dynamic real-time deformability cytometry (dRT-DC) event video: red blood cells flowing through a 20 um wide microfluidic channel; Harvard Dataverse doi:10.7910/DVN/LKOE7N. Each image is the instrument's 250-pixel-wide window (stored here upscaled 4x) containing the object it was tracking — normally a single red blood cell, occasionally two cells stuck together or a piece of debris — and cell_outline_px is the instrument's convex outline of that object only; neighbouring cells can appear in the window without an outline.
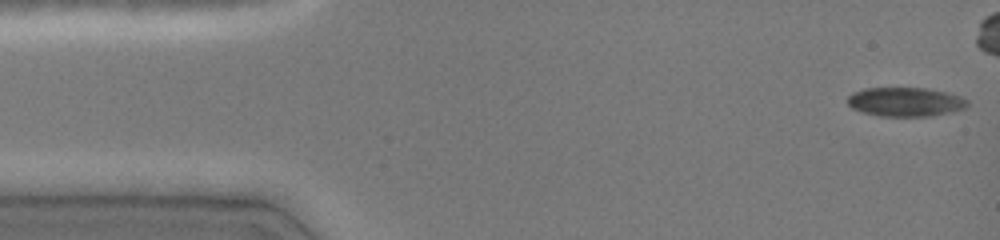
{"species": "common noctule bat (a hibernating species)", "species_latin": "Nyctalus noctula", "temperature_condition": "cold", "stored_images_in_passage": 40, "camera_frame_rate_fps": 3000, "um_per_image_px": 0.085, "animal": {"sex": "female", "body_mass_g": 19.0, "forearm_length_mm": 51.5}, "frame": {"image": 1, "passage_image": 1, "time_ms": 0.0, "image_size_px": [1000, 240], "cell_outline_px": [[968, 104], [964, 108], [952, 112], [932, 116], [880, 116], [864, 112], [852, 108], [848, 104], [848, 96], [852, 92], [864, 88], [928, 88], [960, 96], [968, 100]], "centroid_in_image_um": [76.96, 8.66], "position_along_channel_um": 8.0, "area_um2": 20.29}}
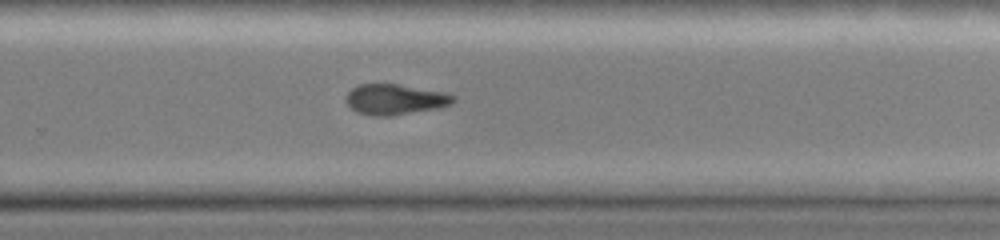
{"frame": {"image": 2, "passage_image": 30, "time_ms": 9.667, "image_size_px": [1000, 240], "cell_outline_px": [[456, 100], [452, 104], [440, 108], [388, 116], [372, 116], [356, 112], [344, 100], [344, 96], [352, 88], [360, 84], [396, 84], [444, 92], [456, 96]], "centroid_in_image_um": [33.58, 8.45], "position_along_channel_um": 296.2, "area_um2": 19.19}}
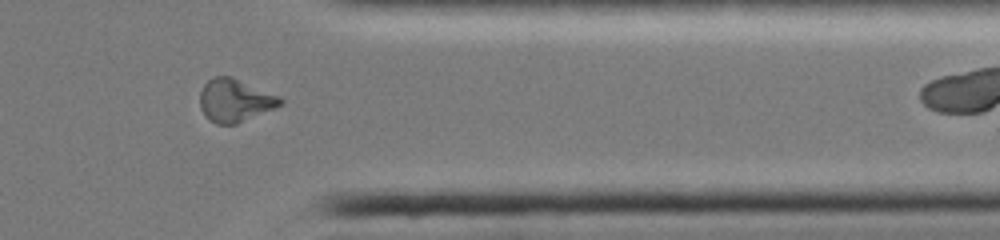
{"frame": {"image": 3, "passage_image": 37, "time_ms": 12.0, "image_size_px": [1000, 240], "cell_outline_px": [[284, 104], [276, 108], [236, 124], [216, 124], [208, 120], [204, 116], [200, 108], [200, 92], [204, 84], [208, 80], [216, 76], [232, 76], [280, 96], [284, 100]], "centroid_in_image_um": [19.98, 8.54], "position_along_channel_um": 391.4, "area_um2": 20.4}}